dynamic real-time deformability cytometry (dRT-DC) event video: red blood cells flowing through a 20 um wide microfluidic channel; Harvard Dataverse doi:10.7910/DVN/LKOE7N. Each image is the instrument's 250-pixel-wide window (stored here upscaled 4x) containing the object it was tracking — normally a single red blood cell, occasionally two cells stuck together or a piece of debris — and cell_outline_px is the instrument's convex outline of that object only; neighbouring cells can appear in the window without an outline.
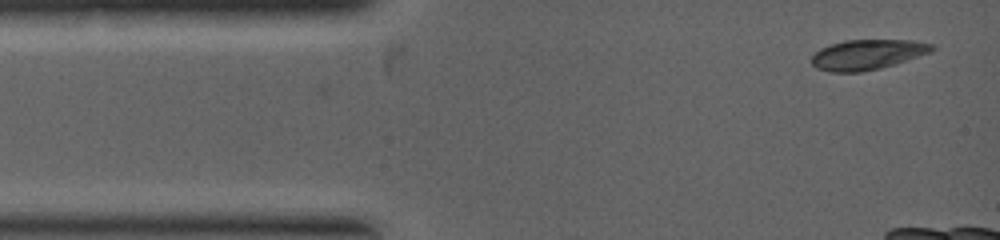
{"species": "common noctule bat (a hibernating species)", "species_latin": "Nyctalus noctula", "temperature_condition": "warm", "stored_images_in_passage": 3, "camera_frame_rate_fps": 5000, "um_per_image_px": 0.085, "animal": {"sex": "female", "body_mass_g": 19.0, "forearm_length_mm": 53.3}, "frame": {"image": 1, "passage_image": 3, "time_ms": 0.8, "image_size_px": [1000, 240], "cell_outline_px": [[936, 48], [932, 52], [880, 68], [860, 72], [828, 72], [816, 68], [812, 64], [812, 56], [820, 48], [844, 40], [912, 40], [932, 44]], "centroid_in_image_um": [73.72, 4.64], "position_along_channel_um": 11.3, "area_um2": 21.04}}